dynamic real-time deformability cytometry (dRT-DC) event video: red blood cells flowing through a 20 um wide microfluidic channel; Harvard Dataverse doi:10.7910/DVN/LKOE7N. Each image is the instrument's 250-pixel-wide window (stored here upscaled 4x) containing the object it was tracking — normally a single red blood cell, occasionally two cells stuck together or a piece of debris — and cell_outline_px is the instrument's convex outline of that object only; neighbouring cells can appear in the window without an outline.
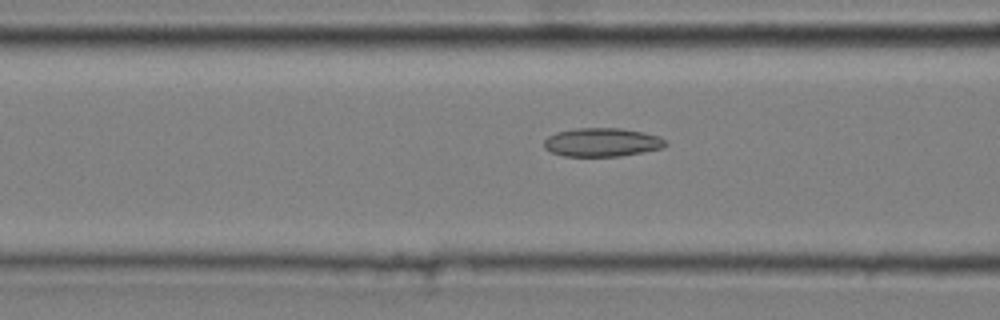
{"species": "common noctule bat (a hibernating species)", "species_latin": "Nyctalus noctula", "temperature_condition": "cold", "stored_images_in_passage": 34, "camera_frame_rate_fps": 3000, "um_per_image_px": 0.085, "animal": {"sex": "male", "body_mass_g": 20.4}, "frame": {"image": 1, "passage_image": 6, "time_ms": 1.667, "image_size_px": [1000, 320], "cell_outline_px": [[668, 144], [664, 148], [620, 156], [564, 156], [552, 152], [544, 148], [544, 140], [548, 136], [556, 132], [576, 128], [620, 128], [644, 132], [660, 136], [668, 140]], "centroid_in_image_um": [51.21, 12.09], "position_along_channel_um": 115.4, "area_um2": 20.46}}
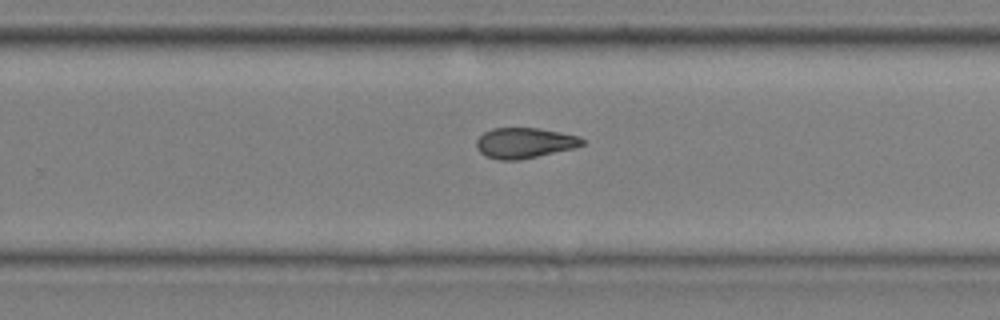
{"frame": {"image": 2, "passage_image": 20, "time_ms": 6.333, "image_size_px": [1000, 320], "cell_outline_px": [[584, 144], [572, 148], [520, 160], [500, 160], [484, 156], [476, 148], [476, 140], [484, 132], [492, 128], [536, 128], [560, 132], [580, 136], [584, 140]], "centroid_in_image_um": [44.54, 12.15], "position_along_channel_um": 285.3, "area_um2": 18.73}}
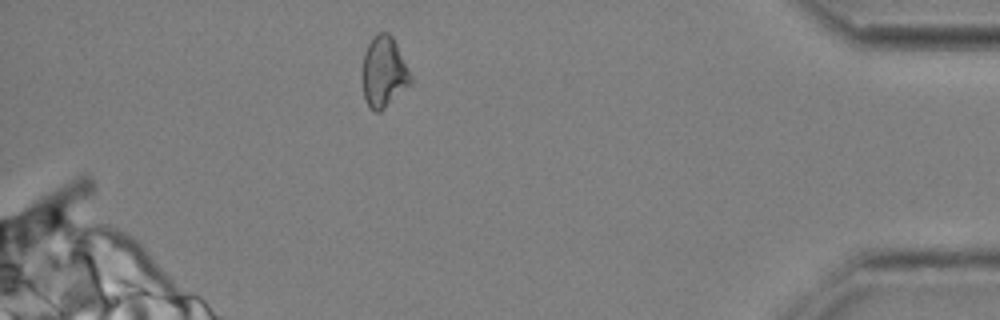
{"frame": {"image": 3, "passage_image": 33, "time_ms": 10.667, "image_size_px": [1000, 320], "cell_outline_px": [[412, 80], [380, 112], [376, 112], [368, 104], [364, 96], [364, 52], [368, 44], [380, 32], [388, 32], [392, 36], [412, 76]], "centroid_in_image_um": [32.63, 6.09], "position_along_channel_um": 402.6, "area_um2": 18.96}, "authors_computed_cell_mechanics": {"area_um2": 19.1318, "velocity_mm_per_s": 3.6414, "shape_relaxation_time_tau1_ms": null, "shape_relaxation_time_tau2_ms": 5.7866, "deformation_change_tau1": null, "deformation_change_tau2": 0.1384}}